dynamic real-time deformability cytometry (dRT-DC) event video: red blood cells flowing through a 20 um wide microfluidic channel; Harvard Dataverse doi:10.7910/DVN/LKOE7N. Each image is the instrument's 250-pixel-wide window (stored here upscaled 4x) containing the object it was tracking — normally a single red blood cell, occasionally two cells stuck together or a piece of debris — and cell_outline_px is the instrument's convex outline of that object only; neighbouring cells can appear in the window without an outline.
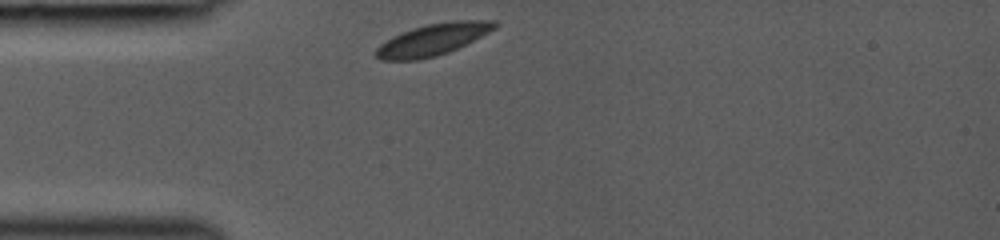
{"species": "common noctule bat (a hibernating species)", "species_latin": "Nyctalus noctula", "temperature_condition": "room temperature", "stored_images_in_passage": 28, "camera_frame_rate_fps": 3000, "um_per_image_px": 0.085, "animal": {"sex": "female", "body_mass_g": 19.0, "forearm_length_mm": 53.3}, "frame": {"image": 1, "passage_image": 1, "time_ms": 0.0, "image_size_px": [1000, 240], "cell_outline_px": [[500, 24], [496, 28], [448, 52], [436, 56], [420, 60], [380, 60], [376, 56], [376, 48], [380, 44], [404, 32], [428, 24], [452, 20], [496, 20]], "centroid_in_image_um": [36.83, 3.36], "position_along_channel_um": 48.2, "area_um2": 21.44}}
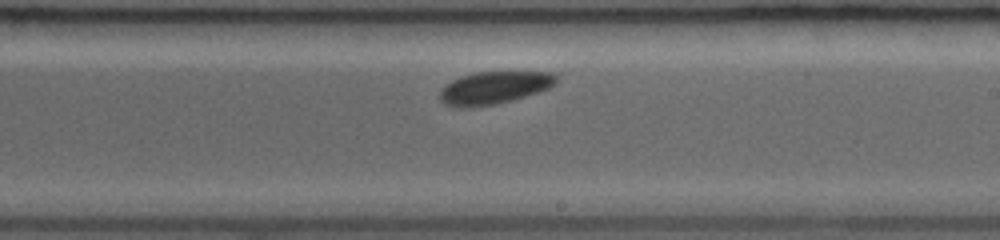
{"frame": {"image": 2, "passage_image": 16, "time_ms": 5.0, "image_size_px": [1000, 240], "cell_outline_px": [[556, 84], [548, 88], [512, 100], [496, 104], [472, 108], [456, 108], [444, 104], [440, 100], [440, 88], [444, 84], [460, 76], [472, 72], [548, 72], [556, 76]], "centroid_in_image_um": [41.9, 7.47], "position_along_channel_um": 247.1, "area_um2": 22.25}}
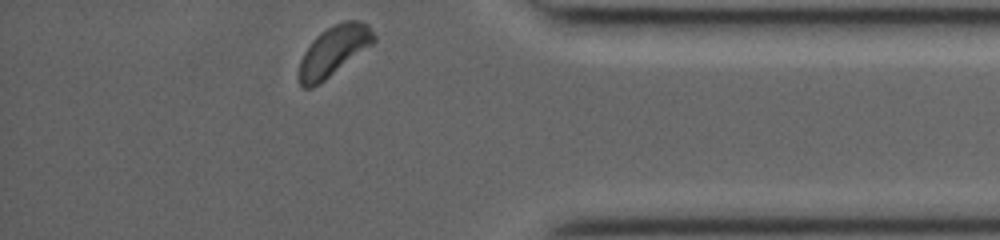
{"frame": {"image": 3, "passage_image": 28, "time_ms": 9.0, "image_size_px": [1000, 240], "cell_outline_px": [[376, 40], [372, 44], [320, 84], [312, 88], [304, 88], [300, 84], [300, 60], [304, 52], [312, 40], [320, 32], [344, 20], [360, 20], [368, 24], [376, 36]], "centroid_in_image_um": [28.38, 4.31], "position_along_channel_um": 406.8, "area_um2": 21.62}}